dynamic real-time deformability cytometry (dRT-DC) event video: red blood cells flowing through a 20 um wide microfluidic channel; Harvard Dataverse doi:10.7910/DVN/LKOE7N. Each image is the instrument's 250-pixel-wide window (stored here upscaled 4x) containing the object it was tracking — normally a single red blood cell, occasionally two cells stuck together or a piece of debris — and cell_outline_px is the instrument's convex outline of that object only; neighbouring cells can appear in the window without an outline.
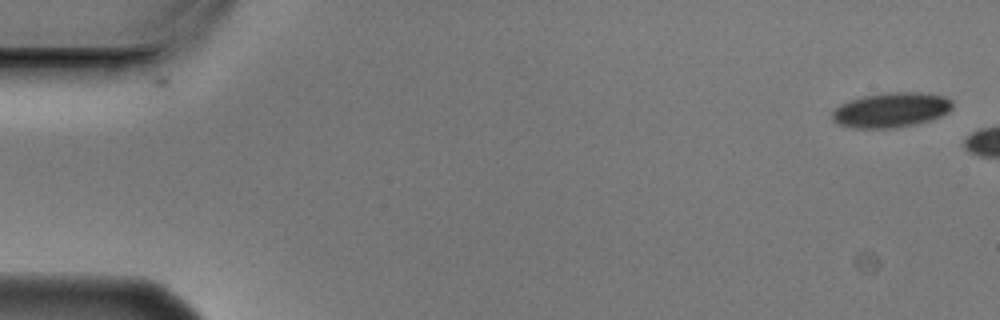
{"species": "Egyptian fruit bat (a non-hibernating species)", "species_latin": "Rousettus aegyptiacus", "temperature_condition": "cold", "stored_images_in_passage": 6, "camera_frame_rate_fps": 3000, "um_per_image_px": 0.085, "animal": {"sex": "male"}, "frame": {"image": 1, "passage_image": 1, "time_ms": 0.0, "image_size_px": [1000, 320], "cell_outline_px": [[952, 108], [948, 112], [940, 116], [928, 120], [912, 124], [892, 128], [856, 128], [836, 124], [832, 120], [832, 112], [840, 104], [848, 100], [864, 96], [888, 92], [920, 92], [944, 96], [952, 100]], "centroid_in_image_um": [75.71, 9.34], "position_along_channel_um": 9.3, "area_um2": 24.33}}
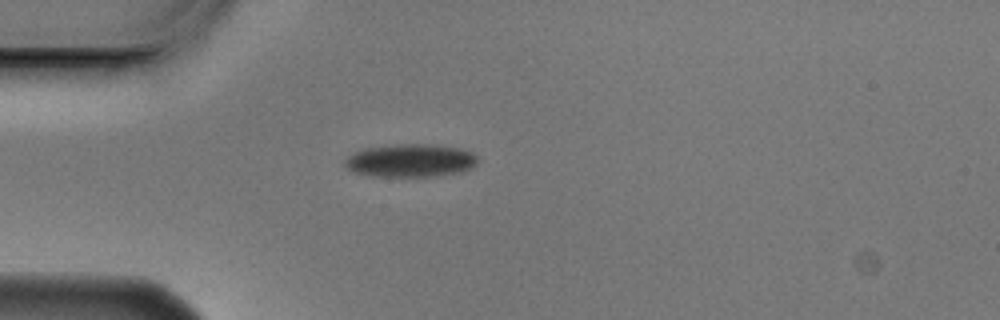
{"frame": {"image": 2, "passage_image": 6, "time_ms": 1.667, "image_size_px": [1000, 320], "cell_outline_px": [[476, 164], [472, 168], [464, 172], [436, 176], [372, 176], [356, 172], [348, 168], [344, 164], [344, 160], [348, 156], [364, 148], [400, 144], [424, 144], [460, 148], [472, 152], [476, 156]], "centroid_in_image_um": [34.92, 13.65], "position_along_channel_um": 50.1, "area_um2": 25.43}}